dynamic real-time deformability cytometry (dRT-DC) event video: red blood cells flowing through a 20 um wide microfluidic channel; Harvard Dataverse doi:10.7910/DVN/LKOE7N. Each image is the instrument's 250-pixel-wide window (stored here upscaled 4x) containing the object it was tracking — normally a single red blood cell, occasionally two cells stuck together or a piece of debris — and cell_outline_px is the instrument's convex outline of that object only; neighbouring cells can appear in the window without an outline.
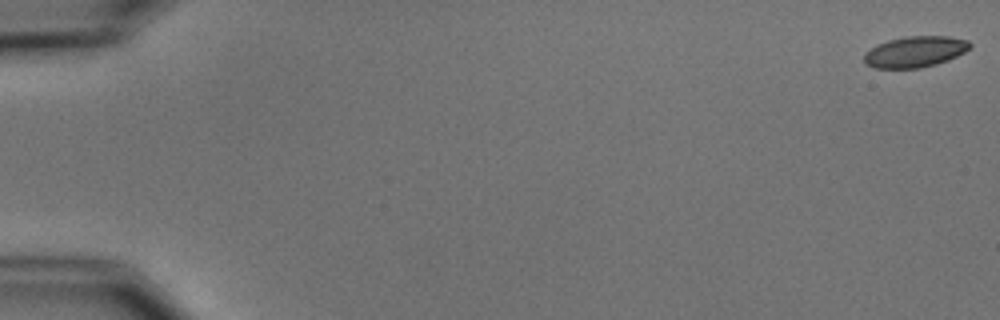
{"species": "common noctule bat (a hibernating species)", "species_latin": "Nyctalus noctula", "temperature_condition": "cold", "stored_images_in_passage": 4, "segment_of_instrument_passage": [2, 2], "camera_frame_rate_fps": 3000, "um_per_image_px": 0.085, "animal": {"sex": "male", "body_mass_g": 15.6}, "frame": {"image": 1, "passage_image": 4, "time_ms": 4.333, "image_size_px": [1000, 320], "cell_outline_px": [[972, 44], [964, 52], [948, 60], [936, 64], [920, 68], [876, 68], [864, 64], [864, 52], [876, 44], [888, 40], [904, 36], [948, 36], [968, 40]], "centroid_in_image_um": [77.74, 4.39], "position_along_channel_um": 7.3, "area_um2": 19.25}}